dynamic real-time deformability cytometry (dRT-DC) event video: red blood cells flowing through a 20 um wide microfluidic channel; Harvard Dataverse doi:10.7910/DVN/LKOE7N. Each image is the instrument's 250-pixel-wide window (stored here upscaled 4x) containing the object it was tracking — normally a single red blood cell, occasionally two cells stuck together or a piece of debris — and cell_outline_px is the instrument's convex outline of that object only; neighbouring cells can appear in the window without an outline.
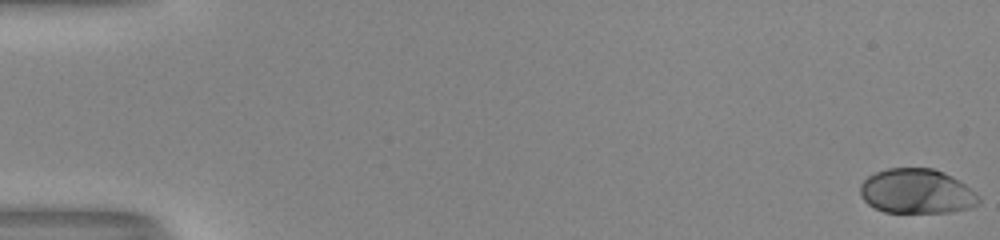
{"species": "human", "species_latin": "Homo sapiens", "temperature_condition": "room temperature", "stored_images_in_passage": 53, "camera_frame_rate_fps": 3000, "um_per_image_px": 0.085, "donor": {"sex": "male"}, "frame": {"image": 1, "passage_image": 1, "time_ms": 0.0, "image_size_px": [1000, 240], "cell_outline_px": [[980, 204], [972, 208], [948, 212], [884, 212], [868, 204], [860, 196], [860, 184], [868, 176], [876, 172], [888, 168], [932, 168], [944, 172], [952, 176], [964, 184], [980, 196]], "centroid_in_image_um": [77.93, 16.26], "position_along_channel_um": 7.1, "area_um2": 30.98}}
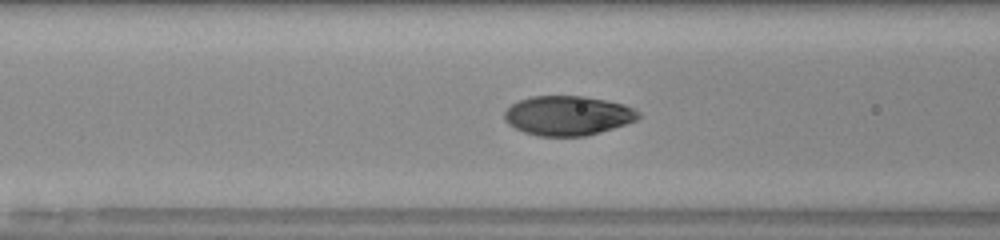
{"frame": {"image": 2, "passage_image": 23, "time_ms": 7.333, "image_size_px": [1000, 240], "cell_outline_px": [[640, 116], [636, 120], [600, 132], [584, 136], [536, 136], [524, 132], [508, 124], [504, 120], [504, 112], [512, 104], [520, 100], [532, 96], [584, 96], [624, 104], [640, 112]], "centroid_in_image_um": [48.24, 9.82], "position_along_channel_um": 118.4, "area_um2": 30.69}}
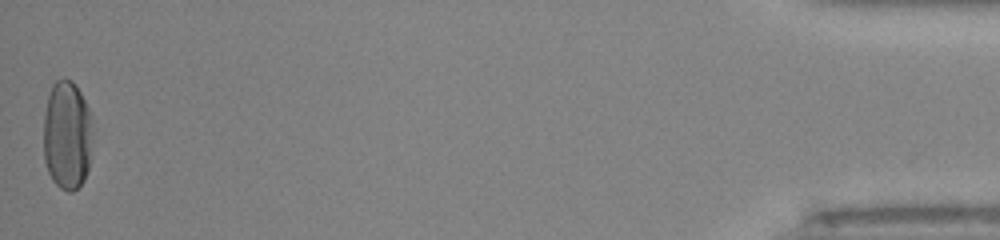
{"frame": {"image": 3, "passage_image": 53, "time_ms": 17.333, "image_size_px": [1000, 240], "cell_outline_px": [[92, 132], [88, 168], [84, 180], [72, 192], [68, 192], [60, 188], [52, 180], [48, 172], [44, 160], [44, 116], [48, 96], [52, 84], [56, 80], [64, 76], [72, 80], [80, 92], [92, 116]], "centroid_in_image_um": [5.69, 11.47], "position_along_channel_um": 429.5, "area_um2": 31.5}, "authors_computed_cell_mechanics": {"area_um2": 31.0386, "velocity_mm_per_s": 4.0464, "shape_relaxation_time_tau1_ms": 3.6228, "shape_relaxation_time_tau2_ms": null, "deformation_change_tau1": 0.1777, "deformation_change_tau2": null}}